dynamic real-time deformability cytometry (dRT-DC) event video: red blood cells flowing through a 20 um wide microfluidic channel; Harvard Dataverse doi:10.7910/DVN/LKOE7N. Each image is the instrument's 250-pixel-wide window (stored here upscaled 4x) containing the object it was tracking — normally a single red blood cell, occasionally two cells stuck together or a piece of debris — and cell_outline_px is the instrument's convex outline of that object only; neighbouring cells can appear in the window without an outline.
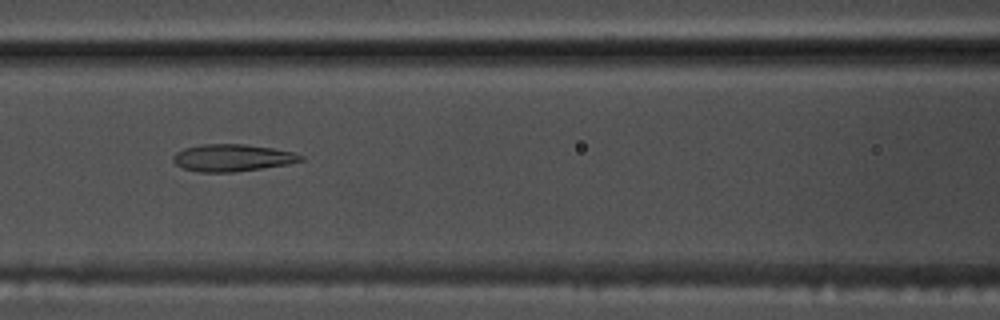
{"species": "common noctule bat (a hibernating species)", "species_latin": "Nyctalus noctula", "temperature_condition": "warm", "stored_images_in_passage": 48, "camera_frame_rate_fps": 3000, "um_per_image_px": 0.085, "animal": {"sex": "male", "body_mass_g": 17.5, "forearm_length_mm": 52.3}, "frame": {"image": 1, "passage_image": 17, "time_ms": 5.333, "image_size_px": [1000, 320], "cell_outline_px": [[304, 160], [288, 164], [232, 172], [200, 172], [184, 168], [176, 164], [172, 160], [172, 156], [176, 152], [184, 148], [200, 144], [244, 144], [272, 148], [292, 152], [304, 156]], "centroid_in_image_um": [19.72, 13.4], "position_along_channel_um": 146.9, "area_um2": 20.06}}
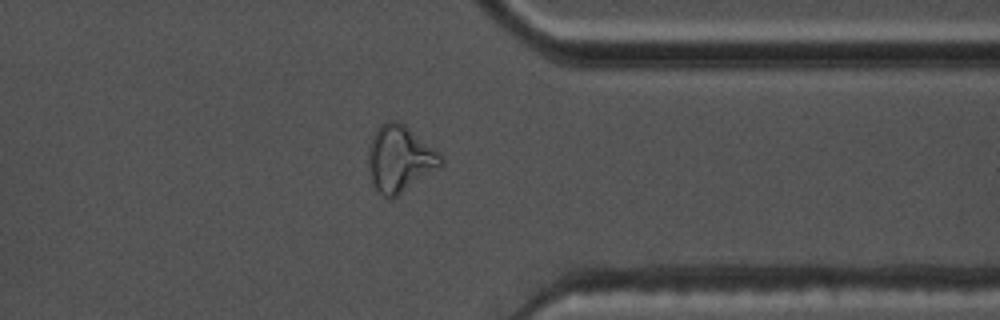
{"frame": {"image": 2, "passage_image": 36, "time_ms": 11.667, "image_size_px": [1000, 320], "cell_outline_px": [[444, 164], [440, 168], [396, 196], [388, 200], [376, 188], [372, 180], [368, 164], [368, 148], [372, 136], [380, 124], [388, 120], [396, 120], [404, 124], [444, 156]], "centroid_in_image_um": [34.0, 13.48], "position_along_channel_um": 377.4, "area_um2": 28.09}}
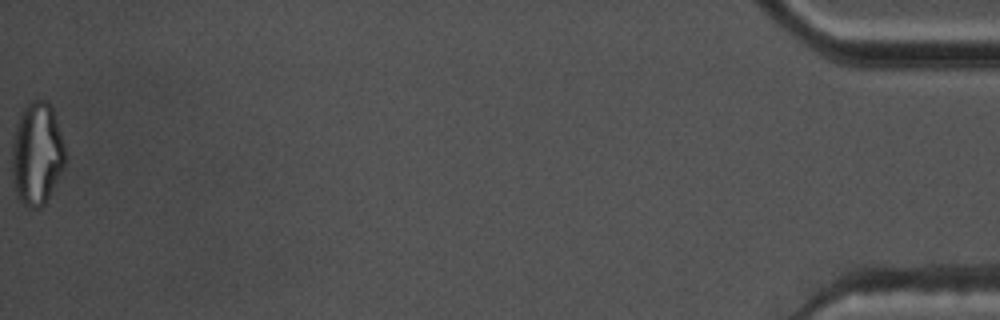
{"frame": {"image": 3, "passage_image": 48, "time_ms": 15.667, "image_size_px": [1000, 320], "cell_outline_px": [[68, 160], [64, 168], [44, 204], [40, 208], [28, 208], [16, 196], [12, 176], [12, 140], [16, 124], [20, 112], [32, 100], [48, 100], [52, 104], [68, 156]], "centroid_in_image_um": [3.16, 13.05], "position_along_channel_um": 432.0, "area_um2": 32.54}, "authors_computed_cell_mechanics": {"area_um2": 22.253, "velocity_mm_per_s": 3.7407, "shape_relaxation_time_tau1_ms": null, "shape_relaxation_time_tau2_ms": 2.3523, "deformation_change_tau1": null, "deformation_change_tau2": 0.1282}}